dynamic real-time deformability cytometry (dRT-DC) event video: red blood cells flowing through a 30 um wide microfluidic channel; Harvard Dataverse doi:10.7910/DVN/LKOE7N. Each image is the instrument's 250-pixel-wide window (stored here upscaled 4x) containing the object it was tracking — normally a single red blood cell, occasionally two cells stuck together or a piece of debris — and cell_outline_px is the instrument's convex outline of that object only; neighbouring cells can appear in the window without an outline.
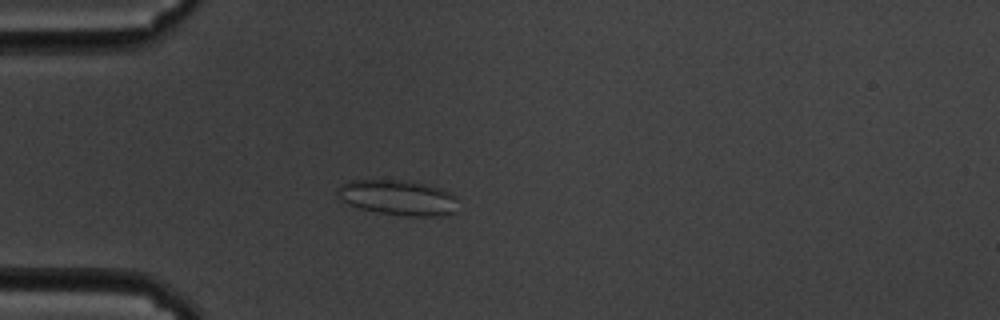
{"species": "common noctule bat (a hibernating species)", "species_latin": "Nyctalus noctula", "temperature_condition": "cold", "stored_images_in_passage": 58, "camera_frame_rate_fps": 3000, "um_per_image_px": 0.085, "animal": {"sex": "male", "body_mass_g": 19.5, "forearm_length_mm": 54.6}, "frame": {"image": 1, "passage_image": 16, "time_ms": 5.0, "image_size_px": [1000, 320], "cell_outline_px": [[456, 212], [444, 216], [408, 216], [376, 212], [360, 208], [348, 204], [336, 192], [336, 188], [340, 184], [348, 180], [408, 180], [440, 188], [456, 196]], "centroid_in_image_um": [33.83, 16.79], "position_along_channel_um": 51.2, "area_um2": 24.85}}
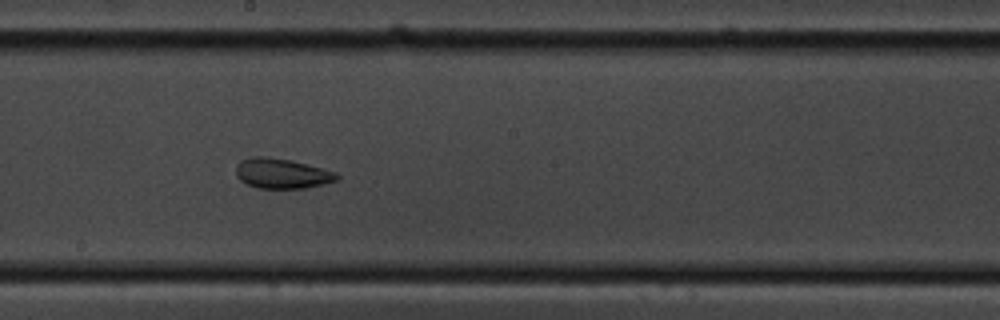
{"frame": {"image": 2, "passage_image": 32, "time_ms": 10.333, "image_size_px": [1000, 320], "cell_outline_px": [[340, 176], [336, 180], [324, 184], [304, 188], [256, 188], [240, 180], [236, 176], [236, 164], [240, 160], [252, 156], [268, 156], [292, 160], [336, 172]], "centroid_in_image_um": [23.93, 14.73], "position_along_channel_um": 224.3, "area_um2": 17.8}}
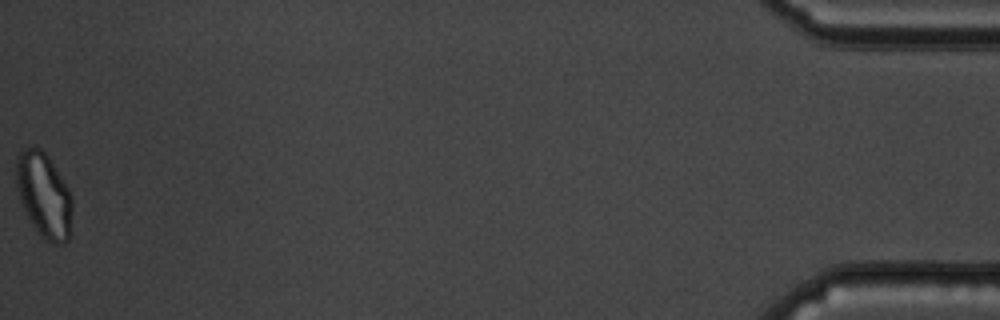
{"frame": {"image": 3, "passage_image": 58, "time_ms": 19.0, "image_size_px": [1000, 320], "cell_outline_px": [[72, 208], [68, 240], [64, 244], [56, 244], [40, 236], [36, 232], [20, 200], [16, 184], [16, 156], [20, 148], [40, 148], [48, 156], [68, 188], [72, 196]], "centroid_in_image_um": [3.72, 16.58], "position_along_channel_um": 431.5, "area_um2": 27.63}, "authors_computed_cell_mechanics": {"area_um2": 24.4783, "velocity_mm_per_s": 3.4643, "shape_relaxation_time_tau1_ms": null, "shape_relaxation_time_tau2_ms": 2.1863, "deformation_change_tau1": null, "deformation_change_tau2": 0.0872}}